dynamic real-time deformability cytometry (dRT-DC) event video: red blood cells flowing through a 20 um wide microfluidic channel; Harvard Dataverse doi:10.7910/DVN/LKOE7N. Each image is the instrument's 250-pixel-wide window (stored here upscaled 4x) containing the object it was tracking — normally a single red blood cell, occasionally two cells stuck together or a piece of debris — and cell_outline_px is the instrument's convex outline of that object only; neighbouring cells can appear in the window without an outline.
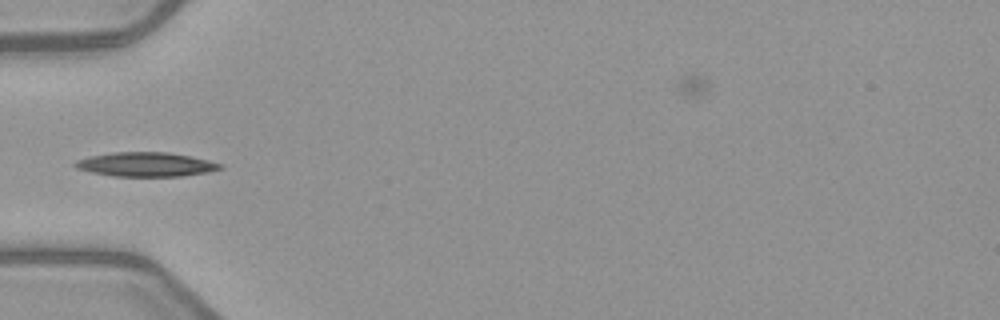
{"species": "common noctule bat (a hibernating species)", "species_latin": "Nyctalus noctula", "temperature_condition": "warm", "stored_images_in_passage": 5, "segment_of_instrument_passage": [2, 2], "camera_frame_rate_fps": 3000, "um_per_image_px": 0.085, "animal": {"sex": "female", "body_mass_g": 21.9}, "frame": {"image": 1, "passage_image": 4, "time_ms": 3.667, "image_size_px": [1000, 320], "cell_outline_px": [[224, 168], [208, 172], [180, 176], [112, 176], [92, 172], [76, 168], [72, 164], [76, 160], [88, 156], [112, 152], [168, 152], [208, 160], [220, 164]], "centroid_in_image_um": [12.35, 13.97], "position_along_channel_um": 72.6, "area_um2": 20.4}}
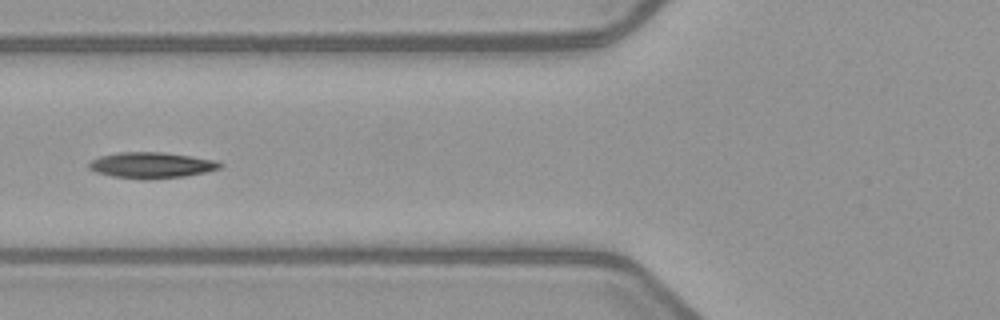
{"frame": {"image": 2, "passage_image": 5, "time_ms": 4.667, "image_size_px": [1000, 320], "cell_outline_px": [[224, 164], [220, 168], [204, 172], [184, 176], [148, 180], [144, 180], [112, 176], [96, 172], [88, 168], [88, 164], [92, 160], [100, 156], [116, 152], [164, 152], [192, 156], [216, 160]], "centroid_in_image_um": [12.87, 14.04], "position_along_channel_um": 112.9, "area_um2": 19.94}}